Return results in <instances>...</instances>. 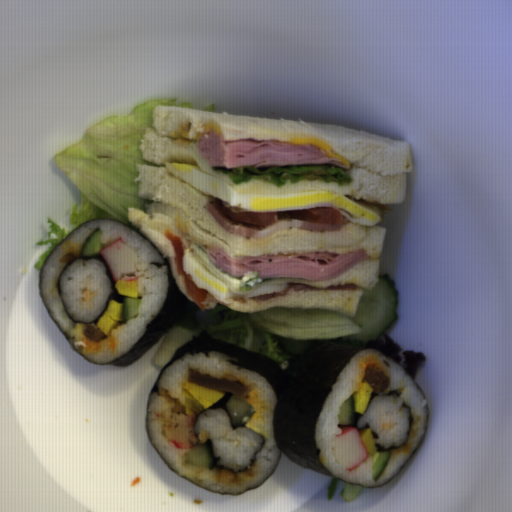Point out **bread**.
<instances>
[{
  "label": "bread",
  "mask_w": 512,
  "mask_h": 512,
  "mask_svg": "<svg viewBox=\"0 0 512 512\" xmlns=\"http://www.w3.org/2000/svg\"><path fill=\"white\" fill-rule=\"evenodd\" d=\"M139 172L134 183L139 181L137 196L152 200L146 211L128 208L127 220L144 231L147 238L157 245L164 257L169 258L170 273L181 294L195 302L188 294L182 276L178 275L175 250L165 237L179 236L186 249L190 244L218 246L231 259L276 253H309L327 250L339 254L365 249L370 258L361 260L341 274L326 280L273 276L269 281L259 282L248 291L236 294L249 295L268 285L306 283L314 288L327 289L331 285L355 283L365 290H374L379 282L380 258L387 227L363 225L349 219L343 212L345 223L337 231H312L282 229L263 239H251L229 231L209 212L207 203L215 204L210 195L171 174L166 166H151L137 163Z\"/></svg>",
  "instance_id": "8d2b1439"
},
{
  "label": "bread",
  "mask_w": 512,
  "mask_h": 512,
  "mask_svg": "<svg viewBox=\"0 0 512 512\" xmlns=\"http://www.w3.org/2000/svg\"><path fill=\"white\" fill-rule=\"evenodd\" d=\"M187 120L192 124L190 138L196 137V132H203L202 125L213 120L221 126L226 139L278 138L286 143H290L291 138L319 139L328 143L334 153L349 161L350 169L344 171L353 177V181L343 186L324 181H287L285 186L279 188L271 182L253 179L235 186L227 175L211 169L199 155L195 143L189 146L173 144L170 132L177 130ZM138 147L141 159L157 165H165L166 162L194 164L200 171L223 181L234 191L247 194L331 190L358 201L362 199L380 205L400 204L407 196V173L414 170L410 142L326 123L230 115L224 111L215 113L165 105L154 106L152 128H147Z\"/></svg>",
  "instance_id": "cb027b5d"
},
{
  "label": "bread",
  "mask_w": 512,
  "mask_h": 512,
  "mask_svg": "<svg viewBox=\"0 0 512 512\" xmlns=\"http://www.w3.org/2000/svg\"><path fill=\"white\" fill-rule=\"evenodd\" d=\"M360 288L354 290H301L290 289L284 296H274L265 301L240 303L231 298L221 299L230 310L245 314L265 311L269 307L321 308L345 315H355L356 307L363 294Z\"/></svg>",
  "instance_id": "b6be36c0"
},
{
  "label": "bread",
  "mask_w": 512,
  "mask_h": 512,
  "mask_svg": "<svg viewBox=\"0 0 512 512\" xmlns=\"http://www.w3.org/2000/svg\"><path fill=\"white\" fill-rule=\"evenodd\" d=\"M217 305V301H212L210 303H207L206 305H204V310H210L212 308H215Z\"/></svg>",
  "instance_id": "2504dc21"
}]
</instances>
